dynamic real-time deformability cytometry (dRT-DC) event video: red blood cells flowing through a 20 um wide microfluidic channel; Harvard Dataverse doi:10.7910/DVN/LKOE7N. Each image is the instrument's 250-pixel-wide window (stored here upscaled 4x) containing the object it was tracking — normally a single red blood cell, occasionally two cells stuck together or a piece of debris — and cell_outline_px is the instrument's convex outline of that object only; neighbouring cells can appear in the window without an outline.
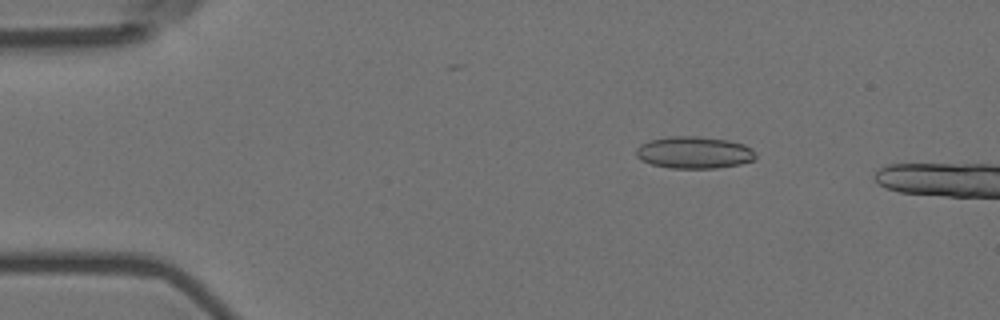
{"species": "Egyptian fruit bat (a non-hibernating species)", "species_latin": "Rousettus aegyptiacus", "temperature_condition": "room temperature", "stored_images_in_passage": 11, "camera_frame_rate_fps": 3000, "um_per_image_px": 0.085, "animal": {"sex": "female"}, "frame": {"image": 1, "passage_image": 8, "time_ms": 2.333, "image_size_px": [1000, 320], "cell_outline_px": [[756, 160], [740, 164], [716, 168], [668, 168], [652, 164], [640, 160], [636, 156], [636, 148], [640, 144], [652, 140], [668, 136], [696, 136], [728, 140], [744, 144], [752, 148], [756, 152]], "centroid_in_image_um": [59.02, 12.96], "position_along_channel_um": 26.0, "area_um2": 22.48}}